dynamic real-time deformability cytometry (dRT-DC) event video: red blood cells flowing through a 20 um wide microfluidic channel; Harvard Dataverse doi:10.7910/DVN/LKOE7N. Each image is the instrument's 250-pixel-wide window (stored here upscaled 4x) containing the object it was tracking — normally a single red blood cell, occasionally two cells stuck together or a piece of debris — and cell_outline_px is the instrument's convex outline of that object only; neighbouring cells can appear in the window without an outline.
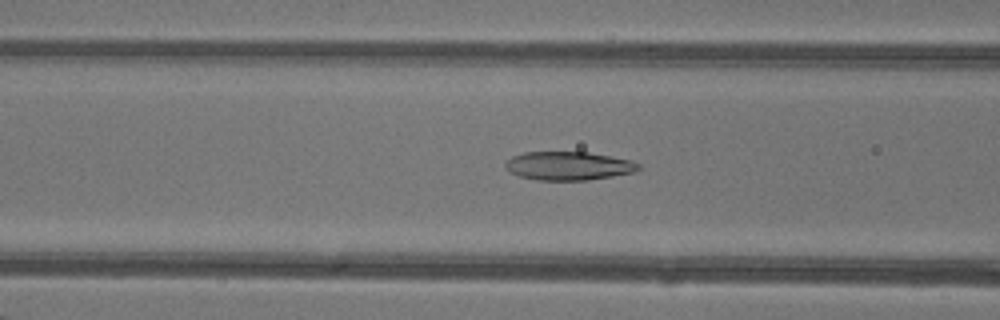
{"species": "common noctule bat (a hibernating species)", "species_latin": "Nyctalus noctula", "temperature_condition": "warm", "stored_images_in_passage": 36, "camera_frame_rate_fps": 3000, "um_per_image_px": 0.085, "animal": {"sex": "female"}, "frame": {"image": 1, "passage_image": 8, "time_ms": 2.333, "image_size_px": [1000, 320], "cell_outline_px": [[640, 168], [636, 172], [588, 180], [536, 180], [520, 176], [504, 168], [504, 164], [512, 156], [524, 152], [588, 152], [628, 160], [640, 164]], "centroid_in_image_um": [48.3, 14.1], "position_along_channel_um": 118.3, "area_um2": 22.02}}
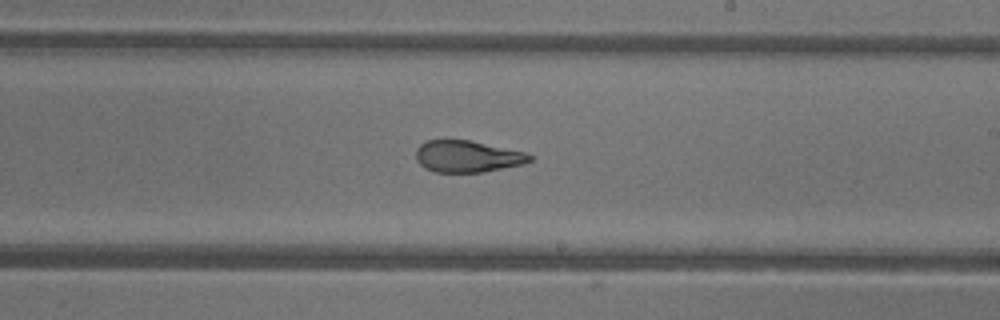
{"frame": {"image": 2, "passage_image": 17, "time_ms": 5.333, "image_size_px": [1000, 320], "cell_outline_px": [[532, 160], [524, 164], [484, 172], [436, 172], [424, 168], [416, 160], [416, 148], [420, 144], [428, 140], [468, 140], [524, 152], [532, 156]], "centroid_in_image_um": [39.7, 13.3], "position_along_channel_um": 249.3, "area_um2": 20.92}}
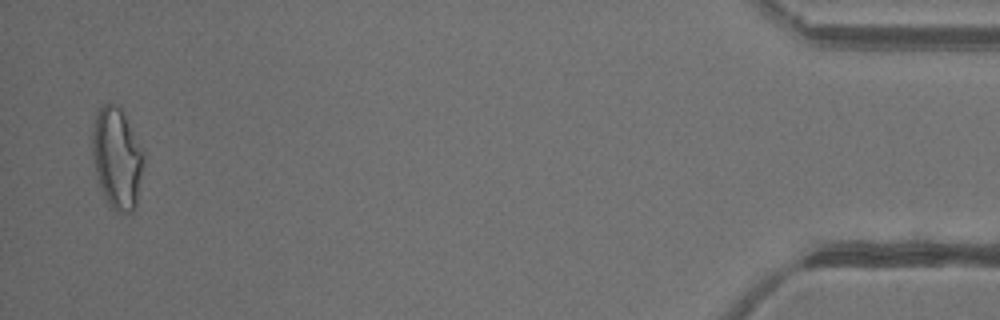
{"frame": {"image": 3, "passage_image": 35, "time_ms": 11.333, "image_size_px": [1000, 320], "cell_outline_px": [[144, 164], [136, 208], [132, 212], [124, 216], [108, 208], [104, 200], [96, 176], [92, 156], [92, 128], [96, 112], [104, 104], [116, 104], [120, 108], [144, 152]], "centroid_in_image_um": [9.93, 13.55], "position_along_channel_um": 425.3, "area_um2": 30.92}, "authors_computed_cell_mechanics": {"area_um2": 22.8021, "velocity_mm_per_s": 4.353, "shape_relaxation_time_tau1_ms": null, "shape_relaxation_time_tau2_ms": 1.3249, "deformation_change_tau1": null, "deformation_change_tau2": 0.0872}}